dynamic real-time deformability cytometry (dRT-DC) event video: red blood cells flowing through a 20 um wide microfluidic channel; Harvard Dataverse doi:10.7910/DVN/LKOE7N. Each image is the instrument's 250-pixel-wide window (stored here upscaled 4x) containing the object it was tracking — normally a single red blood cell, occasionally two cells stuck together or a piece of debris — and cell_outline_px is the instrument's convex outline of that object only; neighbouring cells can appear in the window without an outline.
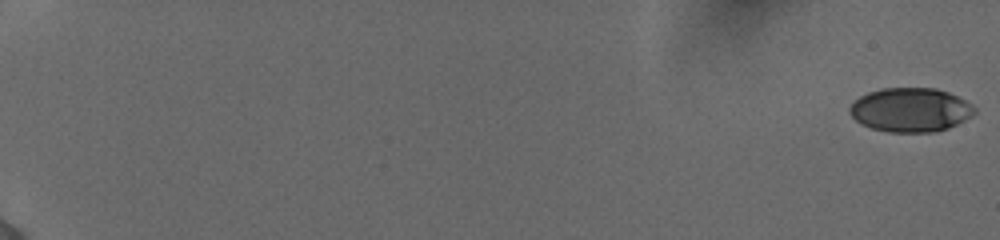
{"species": "human", "species_latin": "Homo sapiens", "temperature_condition": "cold", "stored_images_in_passage": 57, "camera_frame_rate_fps": 3000, "um_per_image_px": 0.085, "donor": {"sex": "female"}, "frame": {"image": 1, "passage_image": 1, "time_ms": 0.0, "image_size_px": [1000, 240], "cell_outline_px": [[976, 112], [972, 116], [948, 128], [936, 132], [888, 132], [872, 128], [856, 120], [848, 112], [848, 108], [860, 96], [868, 92], [880, 88], [936, 88], [948, 92], [972, 104], [976, 108]], "centroid_in_image_um": [77.4, 9.33], "position_along_channel_um": 7.6, "area_um2": 32.02}}
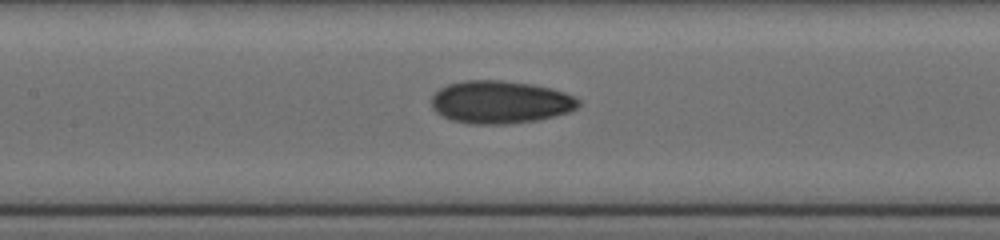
{"frame": {"image": 2, "passage_image": 31, "time_ms": 10.0, "image_size_px": [1000, 240], "cell_outline_px": [[580, 104], [576, 108], [568, 112], [540, 120], [508, 124], [468, 124], [452, 120], [436, 112], [432, 108], [432, 96], [440, 88], [448, 84], [464, 80], [500, 80], [532, 84], [552, 88], [576, 96], [580, 100]], "centroid_in_image_um": [42.54, 8.68], "position_along_channel_um": 164.9, "area_um2": 36.88}}
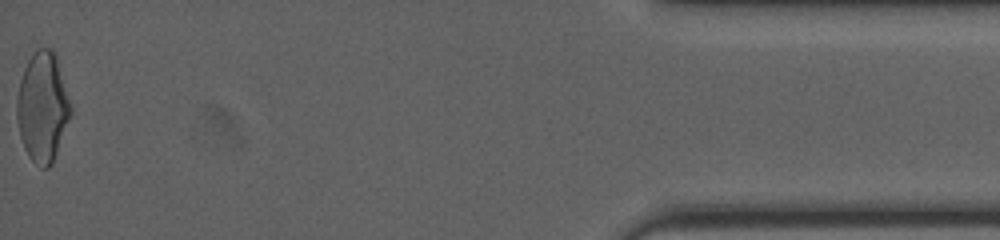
{"frame": {"image": 3, "passage_image": 57, "time_ms": 18.667, "image_size_px": [1000, 240], "cell_outline_px": [[72, 112], [52, 164], [48, 168], [40, 168], [28, 156], [24, 148], [20, 136], [16, 116], [16, 100], [20, 80], [24, 68], [28, 60], [36, 48], [52, 48], [56, 56], [72, 108]], "centroid_in_image_um": [3.61, 9.11], "position_along_channel_um": 431.6, "area_um2": 34.39}, "authors_computed_cell_mechanics": {"area_um2": 33.813, "velocity_mm_per_s": 3.906, "shape_relaxation_time_tau1_ms": 5.4954, "shape_relaxation_time_tau2_ms": 2.1758, "deformation_change_tau1": 0.1628, "deformation_change_tau2": 0.0736}}